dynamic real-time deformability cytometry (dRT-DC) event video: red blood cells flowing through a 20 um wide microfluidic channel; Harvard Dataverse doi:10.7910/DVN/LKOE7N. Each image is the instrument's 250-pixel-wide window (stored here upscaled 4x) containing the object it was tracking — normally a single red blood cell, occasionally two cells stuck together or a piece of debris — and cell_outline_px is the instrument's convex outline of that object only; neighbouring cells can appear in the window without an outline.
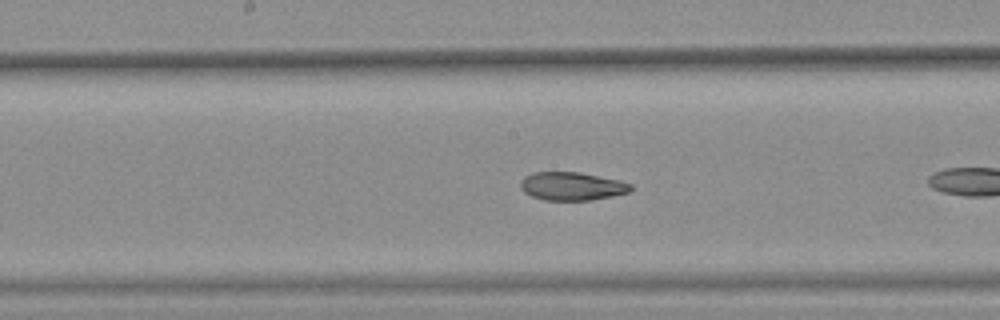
{"species": "common noctule bat (a hibernating species)", "species_latin": "Nyctalus noctula", "temperature_condition": "warm", "stored_images_in_passage": 17, "camera_frame_rate_fps": 3000, "um_per_image_px": 0.085, "animal": {"sex": "female", "body_mass_g": 25.1}, "frame": {"image": 1, "passage_image": 12, "time_ms": 3.667, "image_size_px": [1000, 320], "cell_outline_px": [[632, 188], [628, 192], [612, 196], [592, 200], [544, 200], [532, 196], [524, 192], [520, 188], [520, 180], [524, 176], [532, 172], [580, 172], [620, 180], [632, 184]], "centroid_in_image_um": [48.59, 15.82], "position_along_channel_um": 199.6, "area_um2": 18.26}}
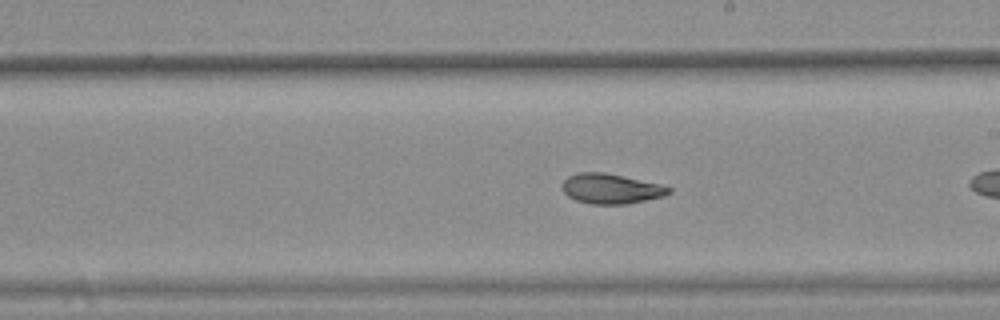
{"frame": {"image": 2, "passage_image": 15, "time_ms": 4.667, "image_size_px": [1000, 320], "cell_outline_px": [[672, 192], [664, 196], [628, 204], [592, 204], [576, 200], [568, 196], [560, 188], [560, 184], [568, 176], [576, 172], [604, 172], [660, 184], [672, 188]], "centroid_in_image_um": [51.9, 16.04], "position_along_channel_um": 237.1, "area_um2": 18.79}}